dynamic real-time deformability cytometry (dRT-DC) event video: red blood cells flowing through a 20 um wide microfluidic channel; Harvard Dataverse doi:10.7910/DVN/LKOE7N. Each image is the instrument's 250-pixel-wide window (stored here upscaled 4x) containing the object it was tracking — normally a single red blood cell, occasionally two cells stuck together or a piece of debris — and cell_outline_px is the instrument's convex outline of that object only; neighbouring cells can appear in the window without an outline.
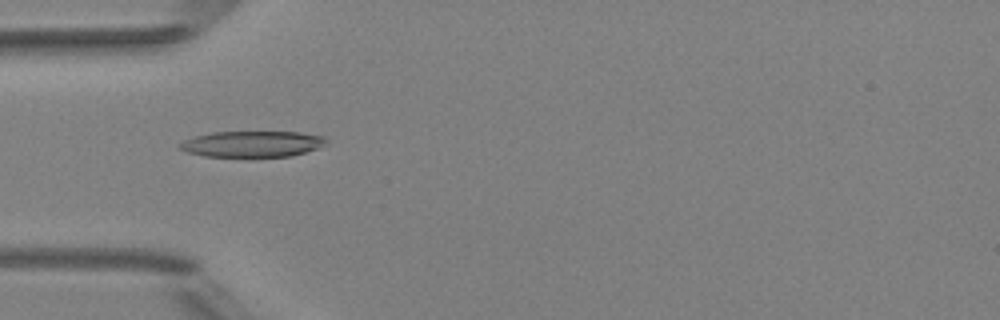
{"species": "Egyptian fruit bat (a non-hibernating species)", "species_latin": "Rousettus aegyptiacus", "temperature_condition": "room temperature", "stored_images_in_passage": 7, "camera_frame_rate_fps": 3000, "um_per_image_px": 0.085, "animal": {"sex": "female"}, "frame": {"image": 1, "passage_image": 4, "time_ms": 4.333, "image_size_px": [1000, 320], "cell_outline_px": [[328, 140], [324, 144], [316, 148], [292, 156], [204, 156], [188, 152], [180, 148], [176, 144], [192, 136], [212, 132], [300, 132], [324, 136]], "centroid_in_image_um": [21.4, 12.22], "position_along_channel_um": 63.6, "area_um2": 22.08}}
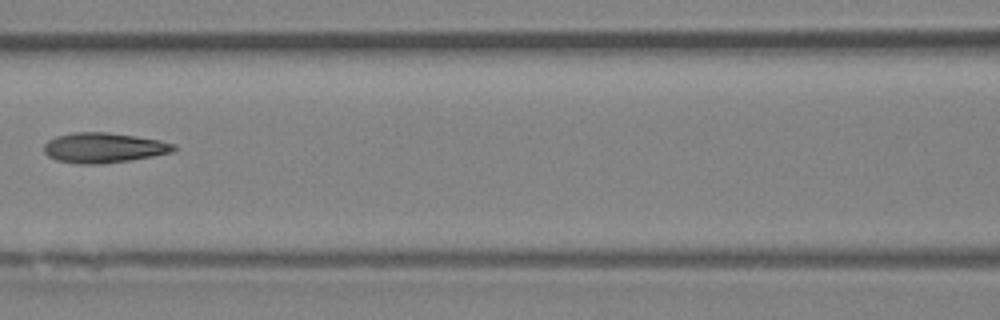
{"frame": {"image": 2, "passage_image": 6, "time_ms": 6.667, "image_size_px": [1000, 320], "cell_outline_px": [[176, 148], [172, 152], [152, 156], [128, 160], [92, 164], [80, 164], [56, 160], [48, 156], [44, 152], [44, 144], [48, 140], [56, 136], [72, 132], [108, 132], [136, 136], [160, 140], [176, 144]], "centroid_in_image_um": [8.79, 12.54], "position_along_channel_um": 157.8, "area_um2": 22.66}}
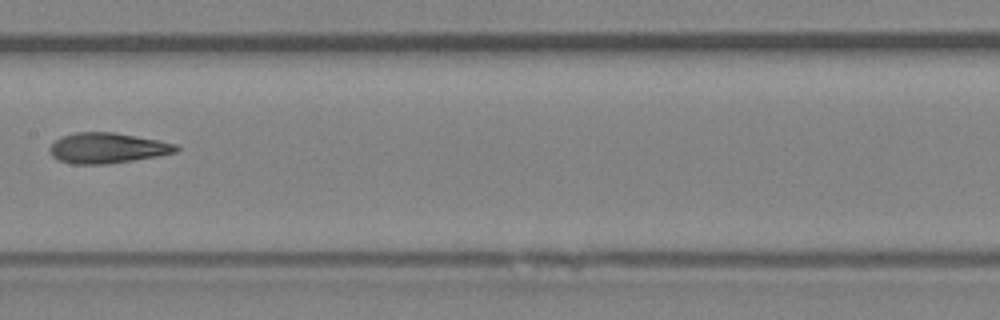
{"frame": {"image": 3, "passage_image": 7, "time_ms": 7.667, "image_size_px": [1000, 320], "cell_outline_px": [[180, 148], [176, 152], [156, 156], [132, 160], [104, 164], [72, 164], [60, 160], [52, 156], [48, 148], [60, 136], [76, 132], [112, 132], [160, 140], [176, 144]], "centroid_in_image_um": [9.11, 12.57], "position_along_channel_um": 198.3, "area_um2": 22.31}}